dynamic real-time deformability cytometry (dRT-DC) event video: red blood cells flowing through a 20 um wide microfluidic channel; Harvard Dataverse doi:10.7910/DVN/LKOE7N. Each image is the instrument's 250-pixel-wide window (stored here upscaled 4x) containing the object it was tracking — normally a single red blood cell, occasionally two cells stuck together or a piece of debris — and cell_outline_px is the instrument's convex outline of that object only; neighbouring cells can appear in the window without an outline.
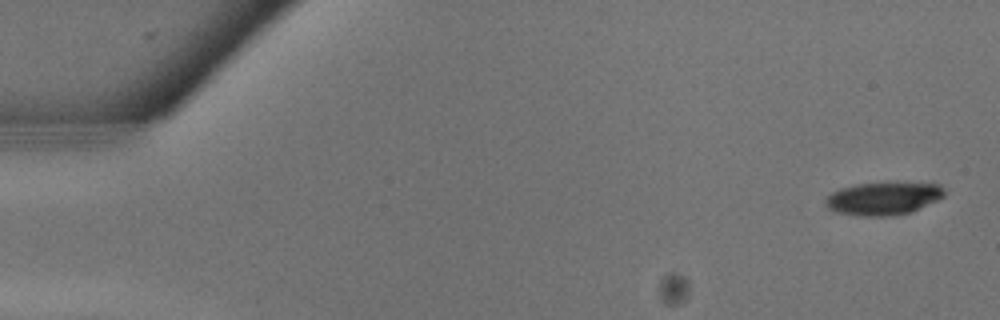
{"species": "common noctule bat (a hibernating species)", "species_latin": "Nyctalus noctula", "temperature_condition": "warm", "stored_images_in_passage": 12, "camera_frame_rate_fps": 3000, "um_per_image_px": 0.085, "animal": {"sex": "male", "body_mass_g": 13.3}, "frame": {"image": 1, "passage_image": 1, "time_ms": 0.0, "image_size_px": [1000, 320], "cell_outline_px": [[944, 196], [912, 212], [892, 216], [856, 216], [836, 212], [828, 208], [828, 196], [832, 192], [840, 188], [856, 184], [888, 180], [896, 180], [940, 184], [944, 188]], "centroid_in_image_um": [75.14, 16.82], "position_along_channel_um": 9.9, "area_um2": 23.52}}
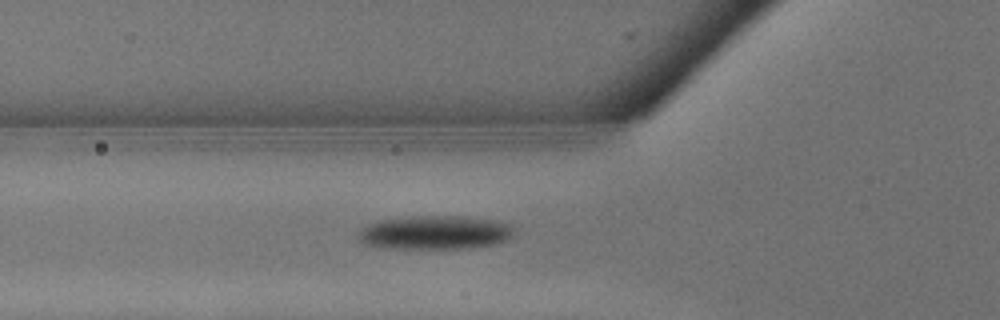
{"frame": {"image": 2, "passage_image": 10, "time_ms": 3.0, "image_size_px": [1000, 320], "cell_outline_px": [[512, 232], [504, 240], [496, 244], [468, 248], [384, 248], [364, 244], [356, 236], [360, 228], [376, 220], [408, 216], [460, 216], [496, 220], [512, 224]], "centroid_in_image_um": [36.89, 19.75], "position_along_channel_um": 88.9, "area_um2": 30.81}}
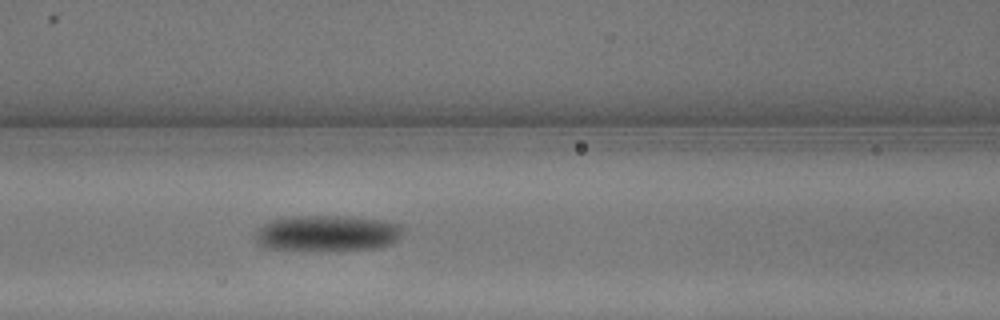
{"frame": {"image": 3, "passage_image": 12, "time_ms": 3.667, "image_size_px": [1000, 320], "cell_outline_px": [[404, 232], [400, 240], [392, 244], [376, 248], [336, 252], [308, 252], [264, 248], [256, 244], [256, 228], [272, 220], [296, 216], [344, 216], [384, 220], [404, 224]], "centroid_in_image_um": [27.86, 19.87], "position_along_channel_um": 138.7, "area_um2": 32.48}}